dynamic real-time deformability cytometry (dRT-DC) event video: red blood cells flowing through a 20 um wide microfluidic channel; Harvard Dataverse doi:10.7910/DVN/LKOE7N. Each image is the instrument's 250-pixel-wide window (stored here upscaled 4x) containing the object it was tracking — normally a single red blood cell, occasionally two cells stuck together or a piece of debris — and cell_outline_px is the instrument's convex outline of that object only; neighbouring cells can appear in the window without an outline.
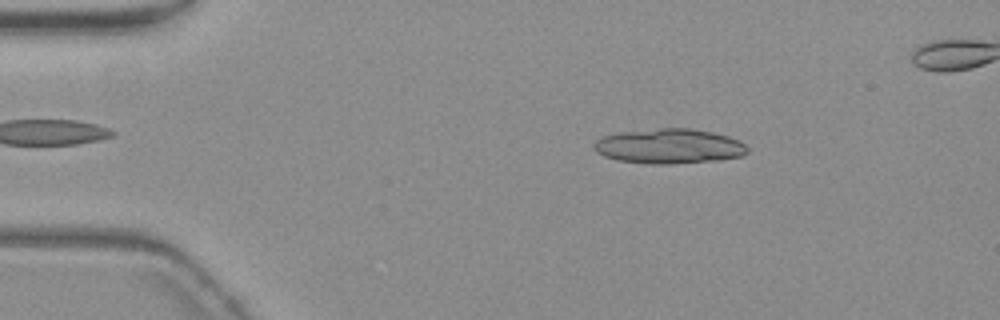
{"species": "common noctule bat (a hibernating species)", "species_latin": "Nyctalus noctula", "temperature_condition": "warm", "stored_images_in_passage": 28, "camera_frame_rate_fps": 3000, "um_per_image_px": 0.085, "animal": {"sex": "female", "body_mass_g": 19.3, "forearm_length_mm": 54.1}, "frame": {"image": 1, "passage_image": 9, "time_ms": 2.667, "image_size_px": [1000, 320], "cell_outline_px": [[748, 152], [740, 156], [720, 160], [668, 164], [648, 164], [616, 160], [604, 156], [596, 152], [596, 140], [604, 136], [620, 132], [660, 128], [692, 128], [712, 132], [728, 136], [740, 140], [748, 148]], "centroid_in_image_um": [56.9, 12.43], "position_along_channel_um": 28.1, "area_um2": 31.15}}